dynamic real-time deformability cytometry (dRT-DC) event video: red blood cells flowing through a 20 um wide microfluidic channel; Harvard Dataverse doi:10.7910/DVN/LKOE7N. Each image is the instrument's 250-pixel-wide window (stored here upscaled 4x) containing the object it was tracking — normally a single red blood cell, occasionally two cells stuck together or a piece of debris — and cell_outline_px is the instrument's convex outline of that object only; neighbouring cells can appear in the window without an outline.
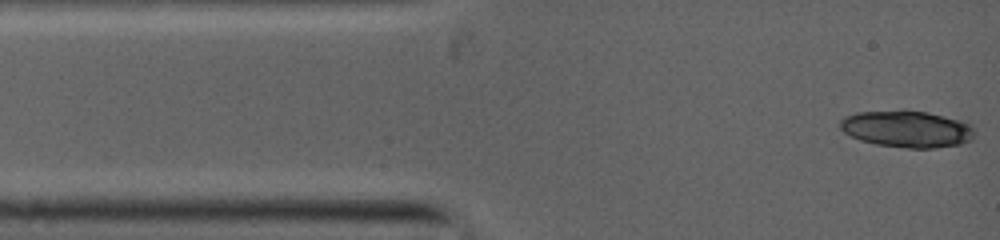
{"species": "common noctule bat (a hibernating species)", "species_latin": "Nyctalus noctula", "temperature_condition": "warm", "stored_images_in_passage": 23, "camera_frame_rate_fps": 5000, "um_per_image_px": 0.085, "animal": {"sex": "female", "body_mass_g": 19.0, "forearm_length_mm": 53.3}, "frame": {"image": 1, "passage_image": 1, "time_ms": 0.0, "image_size_px": [1000, 240], "cell_outline_px": [[972, 140], [960, 144], [936, 148], [908, 148], [876, 144], [860, 140], [844, 132], [840, 128], [840, 120], [844, 116], [856, 112], [904, 108], [928, 112], [968, 120], [972, 124]], "centroid_in_image_um": [77.11, 10.92], "position_along_channel_um": 7.9, "area_um2": 29.65}}